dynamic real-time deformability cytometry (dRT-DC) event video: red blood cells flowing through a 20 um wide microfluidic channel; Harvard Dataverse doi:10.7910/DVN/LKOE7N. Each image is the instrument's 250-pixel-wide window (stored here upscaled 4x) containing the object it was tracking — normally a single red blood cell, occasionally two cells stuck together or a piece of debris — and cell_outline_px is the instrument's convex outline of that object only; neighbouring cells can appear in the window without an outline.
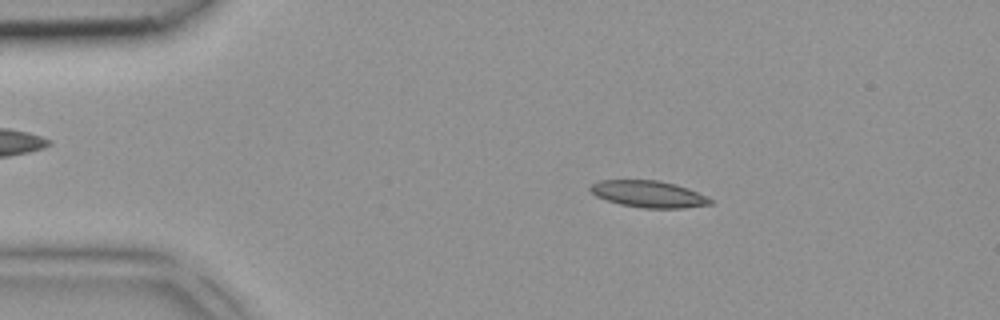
{"species": "common noctule bat (a hibernating species)", "species_latin": "Nyctalus noctula", "temperature_condition": "room temperature", "stored_images_in_passage": 3, "camera_frame_rate_fps": 3000, "um_per_image_px": 0.085, "animal": {"sex": "female", "body_mass_g": 18.4}, "frame": {"image": 1, "passage_image": 2, "time_ms": 0.333, "image_size_px": [1000, 320], "cell_outline_px": [[712, 204], [684, 208], [644, 208], [620, 204], [596, 196], [588, 188], [592, 184], [600, 180], [660, 180], [676, 184], [688, 188], [712, 200]], "centroid_in_image_um": [55.12, 16.49], "position_along_channel_um": 29.9, "area_um2": 18.55}}